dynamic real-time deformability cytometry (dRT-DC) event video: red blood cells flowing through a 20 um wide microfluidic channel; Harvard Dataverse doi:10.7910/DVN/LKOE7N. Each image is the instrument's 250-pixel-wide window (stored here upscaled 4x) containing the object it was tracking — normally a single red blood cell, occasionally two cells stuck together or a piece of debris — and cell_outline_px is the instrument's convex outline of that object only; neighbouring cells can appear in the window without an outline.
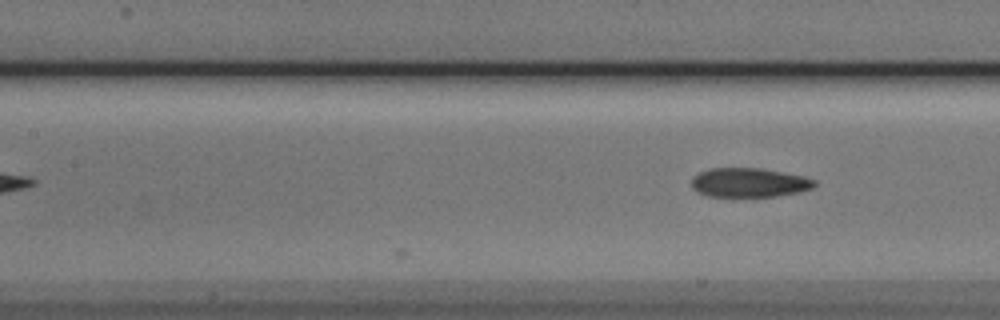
{"species": "Egyptian fruit bat (a non-hibernating species)", "species_latin": "Rousettus aegyptiacus", "temperature_condition": "cold", "stored_images_in_passage": 19, "camera_frame_rate_fps": 3000, "um_per_image_px": 0.085, "animal": {"sex": "male"}, "frame": {"image": 1, "passage_image": 19, "time_ms": 6.0, "image_size_px": [1000, 320], "cell_outline_px": [[816, 184], [812, 188], [800, 192], [776, 196], [708, 196], [696, 192], [692, 188], [692, 176], [700, 172], [712, 168], [760, 168], [804, 176], [816, 180]], "centroid_in_image_um": [63.67, 15.52], "position_along_channel_um": 143.7, "area_um2": 20.92}}